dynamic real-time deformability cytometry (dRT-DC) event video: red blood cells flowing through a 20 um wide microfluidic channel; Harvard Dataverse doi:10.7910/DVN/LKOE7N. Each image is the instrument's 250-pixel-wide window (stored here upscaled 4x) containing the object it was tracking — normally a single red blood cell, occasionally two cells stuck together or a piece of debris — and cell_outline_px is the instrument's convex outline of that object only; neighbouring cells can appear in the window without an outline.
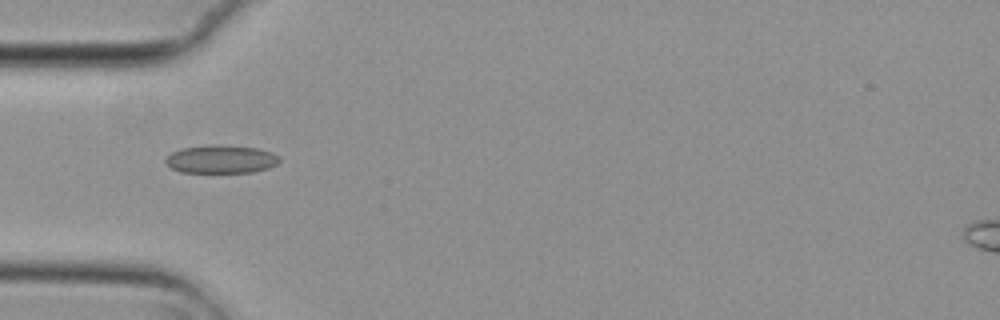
{"species": "common noctule bat (a hibernating species)", "species_latin": "Nyctalus noctula", "temperature_condition": "cold", "stored_images_in_passage": 6, "camera_frame_rate_fps": 3000, "um_per_image_px": 0.085, "animal": {"sex": "female", "body_mass_g": 29.2, "forearm_length_mm": 56.3}, "frame": {"image": 1, "passage_image": 5, "time_ms": 1.333, "image_size_px": [1000, 320], "cell_outline_px": [[280, 160], [276, 164], [268, 168], [252, 172], [180, 172], [172, 168], [164, 160], [172, 152], [180, 148], [212, 144], [216, 144], [256, 148], [272, 152], [280, 156]], "centroid_in_image_um": [18.79, 13.52], "position_along_channel_um": 66.2, "area_um2": 18.67}}
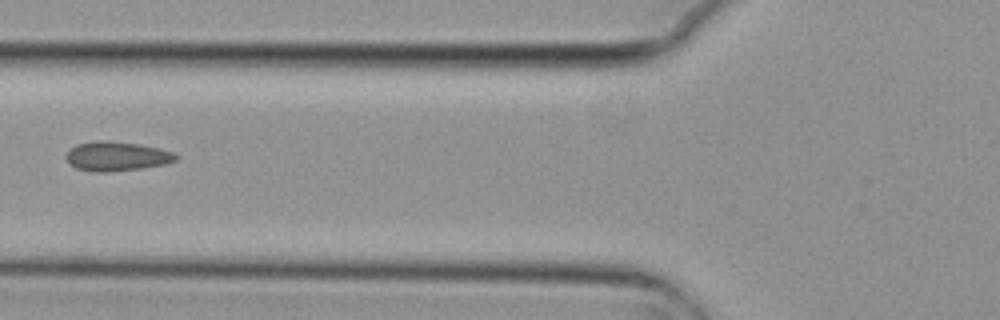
{"frame": {"image": 2, "passage_image": 6, "time_ms": 1.667, "image_size_px": [1000, 320], "cell_outline_px": [[180, 156], [176, 160], [168, 164], [140, 168], [104, 172], [92, 172], [76, 168], [68, 164], [64, 156], [76, 144], [96, 140], [108, 140], [140, 144], [160, 148], [172, 152]], "centroid_in_image_um": [9.91, 13.28], "position_along_channel_um": 115.9, "area_um2": 19.02}}